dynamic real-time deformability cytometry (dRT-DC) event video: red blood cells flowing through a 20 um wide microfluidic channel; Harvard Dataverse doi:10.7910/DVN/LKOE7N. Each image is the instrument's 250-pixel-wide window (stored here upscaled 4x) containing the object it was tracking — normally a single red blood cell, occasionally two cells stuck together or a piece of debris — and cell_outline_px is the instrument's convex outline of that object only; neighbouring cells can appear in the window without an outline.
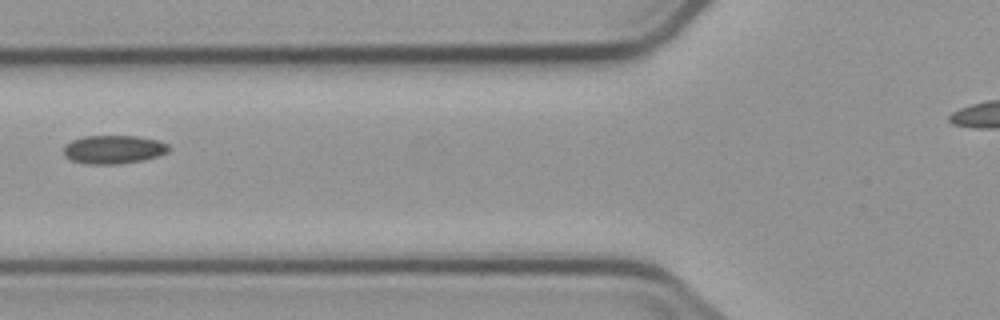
{"species": "common noctule bat (a hibernating species)", "species_latin": "Nyctalus noctula", "temperature_condition": "cold", "stored_images_in_passage": 6, "camera_frame_rate_fps": 3000, "um_per_image_px": 0.085, "animal": {"sex": "male", "body_mass_g": 23.1, "forearm_length_mm": 52.7}, "frame": {"image": 1, "passage_image": 5, "time_ms": 5.0, "image_size_px": [1000, 320], "cell_outline_px": [[168, 152], [144, 160], [116, 164], [84, 164], [72, 160], [64, 156], [64, 144], [72, 140], [84, 136], [136, 136], [160, 140], [168, 144]], "centroid_in_image_um": [9.63, 12.7], "position_along_channel_um": 116.2, "area_um2": 17.51}}